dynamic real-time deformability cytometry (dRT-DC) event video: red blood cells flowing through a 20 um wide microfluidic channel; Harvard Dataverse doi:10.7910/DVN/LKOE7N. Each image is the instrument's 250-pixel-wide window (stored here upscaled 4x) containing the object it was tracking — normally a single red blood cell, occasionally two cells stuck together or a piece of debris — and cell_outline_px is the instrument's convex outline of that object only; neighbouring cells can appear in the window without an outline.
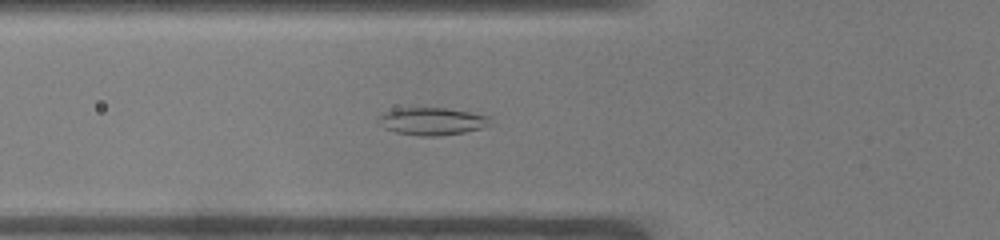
{"species": "common noctule bat (a hibernating species)", "species_latin": "Nyctalus noctula", "temperature_condition": "warm", "stored_images_in_passage": 52, "camera_frame_rate_fps": 3000, "um_per_image_px": 0.085, "animal": {"sex": "male", "body_mass_g": 19.0, "forearm_length_mm": 50.8}, "frame": {"image": 1, "passage_image": 18, "time_ms": 5.667, "image_size_px": [1000, 240], "cell_outline_px": [[492, 124], [480, 128], [464, 132], [440, 136], [420, 136], [396, 132], [384, 128], [380, 124], [380, 116], [384, 112], [400, 108], [444, 108], [492, 116]], "centroid_in_image_um": [36.77, 10.31], "position_along_channel_um": 89.0, "area_um2": 17.8}}
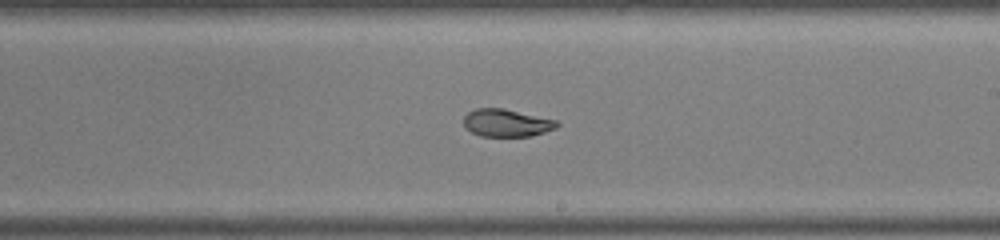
{"frame": {"image": 2, "passage_image": 30, "time_ms": 9.667, "image_size_px": [1000, 240], "cell_outline_px": [[560, 124], [556, 128], [532, 136], [480, 136], [472, 132], [464, 124], [464, 116], [468, 112], [476, 108], [504, 108], [556, 120]], "centroid_in_image_um": [43.07, 10.44], "position_along_channel_um": 245.9, "area_um2": 14.91}}
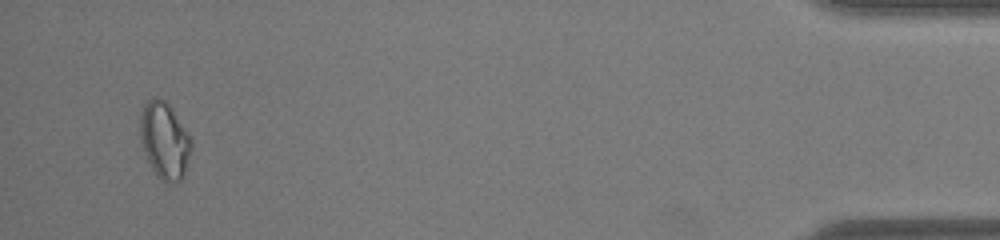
{"frame": {"image": 3, "passage_image": 49, "time_ms": 16.0, "image_size_px": [1000, 240], "cell_outline_px": [[192, 148], [184, 176], [180, 180], [164, 180], [156, 176], [144, 152], [140, 140], [140, 112], [144, 104], [152, 96], [164, 100], [172, 108], [192, 140]], "centroid_in_image_um": [13.98, 11.9], "position_along_channel_um": 421.2, "area_um2": 22.72}}